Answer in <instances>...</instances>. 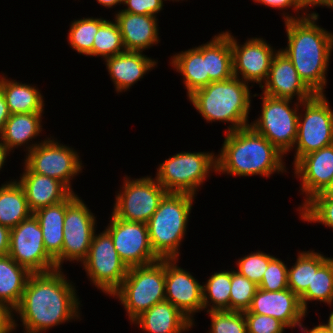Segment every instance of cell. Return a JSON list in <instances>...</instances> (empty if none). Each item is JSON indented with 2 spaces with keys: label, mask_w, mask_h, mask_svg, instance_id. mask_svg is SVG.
<instances>
[{
  "label": "cell",
  "mask_w": 333,
  "mask_h": 333,
  "mask_svg": "<svg viewBox=\"0 0 333 333\" xmlns=\"http://www.w3.org/2000/svg\"><path fill=\"white\" fill-rule=\"evenodd\" d=\"M170 66L183 77L187 97L209 84L206 74V43L171 56Z\"/></svg>",
  "instance_id": "cell-27"
},
{
  "label": "cell",
  "mask_w": 333,
  "mask_h": 333,
  "mask_svg": "<svg viewBox=\"0 0 333 333\" xmlns=\"http://www.w3.org/2000/svg\"><path fill=\"white\" fill-rule=\"evenodd\" d=\"M177 263L178 259H165V300L194 323V315L204 310L202 285Z\"/></svg>",
  "instance_id": "cell-17"
},
{
  "label": "cell",
  "mask_w": 333,
  "mask_h": 333,
  "mask_svg": "<svg viewBox=\"0 0 333 333\" xmlns=\"http://www.w3.org/2000/svg\"><path fill=\"white\" fill-rule=\"evenodd\" d=\"M165 1H167V0H165ZM169 1H173V2H174V1H176V2L178 1V2H179L180 0H169ZM182 1H183V0H182Z\"/></svg>",
  "instance_id": "cell-55"
},
{
  "label": "cell",
  "mask_w": 333,
  "mask_h": 333,
  "mask_svg": "<svg viewBox=\"0 0 333 333\" xmlns=\"http://www.w3.org/2000/svg\"><path fill=\"white\" fill-rule=\"evenodd\" d=\"M230 288L231 271L214 272L202 285L204 311L230 310Z\"/></svg>",
  "instance_id": "cell-33"
},
{
  "label": "cell",
  "mask_w": 333,
  "mask_h": 333,
  "mask_svg": "<svg viewBox=\"0 0 333 333\" xmlns=\"http://www.w3.org/2000/svg\"><path fill=\"white\" fill-rule=\"evenodd\" d=\"M313 197L333 198V179L331 180L330 184L325 188V190L322 193L316 194Z\"/></svg>",
  "instance_id": "cell-52"
},
{
  "label": "cell",
  "mask_w": 333,
  "mask_h": 333,
  "mask_svg": "<svg viewBox=\"0 0 333 333\" xmlns=\"http://www.w3.org/2000/svg\"><path fill=\"white\" fill-rule=\"evenodd\" d=\"M9 154L10 152L6 149V147L3 145L2 141L0 140V170L2 169V167H4L7 161L6 158L10 156Z\"/></svg>",
  "instance_id": "cell-50"
},
{
  "label": "cell",
  "mask_w": 333,
  "mask_h": 333,
  "mask_svg": "<svg viewBox=\"0 0 333 333\" xmlns=\"http://www.w3.org/2000/svg\"><path fill=\"white\" fill-rule=\"evenodd\" d=\"M244 313L268 315L292 329L300 327L307 315L302 309L299 297L289 288L280 291H264L258 288L249 309Z\"/></svg>",
  "instance_id": "cell-20"
},
{
  "label": "cell",
  "mask_w": 333,
  "mask_h": 333,
  "mask_svg": "<svg viewBox=\"0 0 333 333\" xmlns=\"http://www.w3.org/2000/svg\"><path fill=\"white\" fill-rule=\"evenodd\" d=\"M304 222L319 223L333 229V198L312 197L299 210Z\"/></svg>",
  "instance_id": "cell-38"
},
{
  "label": "cell",
  "mask_w": 333,
  "mask_h": 333,
  "mask_svg": "<svg viewBox=\"0 0 333 333\" xmlns=\"http://www.w3.org/2000/svg\"><path fill=\"white\" fill-rule=\"evenodd\" d=\"M132 324L138 325L146 333H183L195 326V323L167 300L153 305Z\"/></svg>",
  "instance_id": "cell-24"
},
{
  "label": "cell",
  "mask_w": 333,
  "mask_h": 333,
  "mask_svg": "<svg viewBox=\"0 0 333 333\" xmlns=\"http://www.w3.org/2000/svg\"><path fill=\"white\" fill-rule=\"evenodd\" d=\"M216 154L217 174L271 177L286 171L284 155L251 126L225 132Z\"/></svg>",
  "instance_id": "cell-3"
},
{
  "label": "cell",
  "mask_w": 333,
  "mask_h": 333,
  "mask_svg": "<svg viewBox=\"0 0 333 333\" xmlns=\"http://www.w3.org/2000/svg\"><path fill=\"white\" fill-rule=\"evenodd\" d=\"M4 75L0 76V90L11 114L44 113V96L38 87L10 80Z\"/></svg>",
  "instance_id": "cell-28"
},
{
  "label": "cell",
  "mask_w": 333,
  "mask_h": 333,
  "mask_svg": "<svg viewBox=\"0 0 333 333\" xmlns=\"http://www.w3.org/2000/svg\"><path fill=\"white\" fill-rule=\"evenodd\" d=\"M326 94H315L301 102L293 165L303 156L333 144V110ZM304 114H302V112Z\"/></svg>",
  "instance_id": "cell-9"
},
{
  "label": "cell",
  "mask_w": 333,
  "mask_h": 333,
  "mask_svg": "<svg viewBox=\"0 0 333 333\" xmlns=\"http://www.w3.org/2000/svg\"><path fill=\"white\" fill-rule=\"evenodd\" d=\"M294 177L299 178L304 201L322 193L333 179V144L301 157L294 165Z\"/></svg>",
  "instance_id": "cell-18"
},
{
  "label": "cell",
  "mask_w": 333,
  "mask_h": 333,
  "mask_svg": "<svg viewBox=\"0 0 333 333\" xmlns=\"http://www.w3.org/2000/svg\"><path fill=\"white\" fill-rule=\"evenodd\" d=\"M331 0H299L300 6L303 10V12L306 15H318V13H316L315 11H310L309 13V9H311L310 7H313V9L317 6V7H327L329 5ZM308 12V13H307Z\"/></svg>",
  "instance_id": "cell-47"
},
{
  "label": "cell",
  "mask_w": 333,
  "mask_h": 333,
  "mask_svg": "<svg viewBox=\"0 0 333 333\" xmlns=\"http://www.w3.org/2000/svg\"><path fill=\"white\" fill-rule=\"evenodd\" d=\"M54 139L52 136L45 138L44 142L26 153L23 163L33 173L59 180L74 192L71 181L84 168L80 153Z\"/></svg>",
  "instance_id": "cell-12"
},
{
  "label": "cell",
  "mask_w": 333,
  "mask_h": 333,
  "mask_svg": "<svg viewBox=\"0 0 333 333\" xmlns=\"http://www.w3.org/2000/svg\"><path fill=\"white\" fill-rule=\"evenodd\" d=\"M81 197H77L67 208L63 227L61 254L54 260L56 269H63L64 262H83L89 252L96 232V217Z\"/></svg>",
  "instance_id": "cell-13"
},
{
  "label": "cell",
  "mask_w": 333,
  "mask_h": 333,
  "mask_svg": "<svg viewBox=\"0 0 333 333\" xmlns=\"http://www.w3.org/2000/svg\"><path fill=\"white\" fill-rule=\"evenodd\" d=\"M302 309L308 314V302L320 301L333 305V258L330 257L318 270H313L311 285L299 297ZM308 304V305H307Z\"/></svg>",
  "instance_id": "cell-34"
},
{
  "label": "cell",
  "mask_w": 333,
  "mask_h": 333,
  "mask_svg": "<svg viewBox=\"0 0 333 333\" xmlns=\"http://www.w3.org/2000/svg\"><path fill=\"white\" fill-rule=\"evenodd\" d=\"M195 197L167 192L146 223L152 249L160 259H180V246L187 234Z\"/></svg>",
  "instance_id": "cell-5"
},
{
  "label": "cell",
  "mask_w": 333,
  "mask_h": 333,
  "mask_svg": "<svg viewBox=\"0 0 333 333\" xmlns=\"http://www.w3.org/2000/svg\"><path fill=\"white\" fill-rule=\"evenodd\" d=\"M260 96L261 114L250 126L286 156L295 145L301 102L273 98L263 93Z\"/></svg>",
  "instance_id": "cell-8"
},
{
  "label": "cell",
  "mask_w": 333,
  "mask_h": 333,
  "mask_svg": "<svg viewBox=\"0 0 333 333\" xmlns=\"http://www.w3.org/2000/svg\"><path fill=\"white\" fill-rule=\"evenodd\" d=\"M104 62L118 94L129 90L158 65V60L148 57L143 52L134 51L114 55L106 58Z\"/></svg>",
  "instance_id": "cell-23"
},
{
  "label": "cell",
  "mask_w": 333,
  "mask_h": 333,
  "mask_svg": "<svg viewBox=\"0 0 333 333\" xmlns=\"http://www.w3.org/2000/svg\"><path fill=\"white\" fill-rule=\"evenodd\" d=\"M327 8L333 9V0L330 1L329 5L327 6Z\"/></svg>",
  "instance_id": "cell-54"
},
{
  "label": "cell",
  "mask_w": 333,
  "mask_h": 333,
  "mask_svg": "<svg viewBox=\"0 0 333 333\" xmlns=\"http://www.w3.org/2000/svg\"><path fill=\"white\" fill-rule=\"evenodd\" d=\"M111 296L120 301L132 323L153 305L165 300V259L129 268L122 285Z\"/></svg>",
  "instance_id": "cell-6"
},
{
  "label": "cell",
  "mask_w": 333,
  "mask_h": 333,
  "mask_svg": "<svg viewBox=\"0 0 333 333\" xmlns=\"http://www.w3.org/2000/svg\"><path fill=\"white\" fill-rule=\"evenodd\" d=\"M206 74L209 75V84L234 76L229 30L221 31L206 42Z\"/></svg>",
  "instance_id": "cell-29"
},
{
  "label": "cell",
  "mask_w": 333,
  "mask_h": 333,
  "mask_svg": "<svg viewBox=\"0 0 333 333\" xmlns=\"http://www.w3.org/2000/svg\"><path fill=\"white\" fill-rule=\"evenodd\" d=\"M299 328H300L301 332H304V333H330L325 328V326H323L321 323L314 326L312 329L310 328V330H308V328L304 327L303 323Z\"/></svg>",
  "instance_id": "cell-49"
},
{
  "label": "cell",
  "mask_w": 333,
  "mask_h": 333,
  "mask_svg": "<svg viewBox=\"0 0 333 333\" xmlns=\"http://www.w3.org/2000/svg\"><path fill=\"white\" fill-rule=\"evenodd\" d=\"M253 1H255L254 3H260L261 5H265L270 8H276V9L282 10V11H283V9L287 10V8L289 9L292 7L291 9L294 10V13L296 12L295 13L296 15L294 16L291 13L284 11L281 14L284 21L297 20V19H301V18H304L307 16L303 12V10L300 6L299 0H253ZM299 11H302V12H299ZM289 14H291V15H289Z\"/></svg>",
  "instance_id": "cell-44"
},
{
  "label": "cell",
  "mask_w": 333,
  "mask_h": 333,
  "mask_svg": "<svg viewBox=\"0 0 333 333\" xmlns=\"http://www.w3.org/2000/svg\"><path fill=\"white\" fill-rule=\"evenodd\" d=\"M62 270L31 273L29 276L20 303L14 309L24 333H43L81 318L82 305L76 286Z\"/></svg>",
  "instance_id": "cell-1"
},
{
  "label": "cell",
  "mask_w": 333,
  "mask_h": 333,
  "mask_svg": "<svg viewBox=\"0 0 333 333\" xmlns=\"http://www.w3.org/2000/svg\"><path fill=\"white\" fill-rule=\"evenodd\" d=\"M258 288L264 291H280L288 288V266L274 257L268 264Z\"/></svg>",
  "instance_id": "cell-41"
},
{
  "label": "cell",
  "mask_w": 333,
  "mask_h": 333,
  "mask_svg": "<svg viewBox=\"0 0 333 333\" xmlns=\"http://www.w3.org/2000/svg\"><path fill=\"white\" fill-rule=\"evenodd\" d=\"M327 323H321L325 328L330 332L333 333V311L330 312Z\"/></svg>",
  "instance_id": "cell-53"
},
{
  "label": "cell",
  "mask_w": 333,
  "mask_h": 333,
  "mask_svg": "<svg viewBox=\"0 0 333 333\" xmlns=\"http://www.w3.org/2000/svg\"><path fill=\"white\" fill-rule=\"evenodd\" d=\"M107 21L104 18L87 17L71 21L68 44L78 54L92 56L94 38L98 29Z\"/></svg>",
  "instance_id": "cell-35"
},
{
  "label": "cell",
  "mask_w": 333,
  "mask_h": 333,
  "mask_svg": "<svg viewBox=\"0 0 333 333\" xmlns=\"http://www.w3.org/2000/svg\"><path fill=\"white\" fill-rule=\"evenodd\" d=\"M319 15L284 21L287 46L279 50L292 62L300 79L314 94H325L333 33L317 25Z\"/></svg>",
  "instance_id": "cell-2"
},
{
  "label": "cell",
  "mask_w": 333,
  "mask_h": 333,
  "mask_svg": "<svg viewBox=\"0 0 333 333\" xmlns=\"http://www.w3.org/2000/svg\"><path fill=\"white\" fill-rule=\"evenodd\" d=\"M99 5L104 6L105 8H113L116 5L123 3V0H96Z\"/></svg>",
  "instance_id": "cell-51"
},
{
  "label": "cell",
  "mask_w": 333,
  "mask_h": 333,
  "mask_svg": "<svg viewBox=\"0 0 333 333\" xmlns=\"http://www.w3.org/2000/svg\"><path fill=\"white\" fill-rule=\"evenodd\" d=\"M11 113L6 103V99L2 91L0 90V135L3 131L4 125Z\"/></svg>",
  "instance_id": "cell-48"
},
{
  "label": "cell",
  "mask_w": 333,
  "mask_h": 333,
  "mask_svg": "<svg viewBox=\"0 0 333 333\" xmlns=\"http://www.w3.org/2000/svg\"><path fill=\"white\" fill-rule=\"evenodd\" d=\"M249 88L248 83L233 76L228 80L211 82L188 99L207 123H228L230 125L225 132H230L250 126L251 98L259 94L252 95Z\"/></svg>",
  "instance_id": "cell-4"
},
{
  "label": "cell",
  "mask_w": 333,
  "mask_h": 333,
  "mask_svg": "<svg viewBox=\"0 0 333 333\" xmlns=\"http://www.w3.org/2000/svg\"><path fill=\"white\" fill-rule=\"evenodd\" d=\"M264 95L291 99L298 102L311 99L315 94L300 79L289 58L279 49L274 55L268 77L260 87Z\"/></svg>",
  "instance_id": "cell-19"
},
{
  "label": "cell",
  "mask_w": 333,
  "mask_h": 333,
  "mask_svg": "<svg viewBox=\"0 0 333 333\" xmlns=\"http://www.w3.org/2000/svg\"><path fill=\"white\" fill-rule=\"evenodd\" d=\"M15 311L7 303L0 302V333H12L19 326L15 320Z\"/></svg>",
  "instance_id": "cell-45"
},
{
  "label": "cell",
  "mask_w": 333,
  "mask_h": 333,
  "mask_svg": "<svg viewBox=\"0 0 333 333\" xmlns=\"http://www.w3.org/2000/svg\"><path fill=\"white\" fill-rule=\"evenodd\" d=\"M237 40L230 32L234 76L249 85L256 83L261 87L268 77L271 61L278 50L273 49L262 37L248 38L244 44H239Z\"/></svg>",
  "instance_id": "cell-16"
},
{
  "label": "cell",
  "mask_w": 333,
  "mask_h": 333,
  "mask_svg": "<svg viewBox=\"0 0 333 333\" xmlns=\"http://www.w3.org/2000/svg\"><path fill=\"white\" fill-rule=\"evenodd\" d=\"M112 213L129 222L147 223L167 191L152 176L131 178L125 175L117 191Z\"/></svg>",
  "instance_id": "cell-10"
},
{
  "label": "cell",
  "mask_w": 333,
  "mask_h": 333,
  "mask_svg": "<svg viewBox=\"0 0 333 333\" xmlns=\"http://www.w3.org/2000/svg\"><path fill=\"white\" fill-rule=\"evenodd\" d=\"M109 218L105 230L128 268L148 265L160 259L152 249L146 223L124 221L113 213Z\"/></svg>",
  "instance_id": "cell-15"
},
{
  "label": "cell",
  "mask_w": 333,
  "mask_h": 333,
  "mask_svg": "<svg viewBox=\"0 0 333 333\" xmlns=\"http://www.w3.org/2000/svg\"><path fill=\"white\" fill-rule=\"evenodd\" d=\"M211 326L207 333H247L244 312L209 311Z\"/></svg>",
  "instance_id": "cell-39"
},
{
  "label": "cell",
  "mask_w": 333,
  "mask_h": 333,
  "mask_svg": "<svg viewBox=\"0 0 333 333\" xmlns=\"http://www.w3.org/2000/svg\"><path fill=\"white\" fill-rule=\"evenodd\" d=\"M17 180L23 188L29 209L37 210L66 200L73 192L61 181L33 173L25 164Z\"/></svg>",
  "instance_id": "cell-22"
},
{
  "label": "cell",
  "mask_w": 333,
  "mask_h": 333,
  "mask_svg": "<svg viewBox=\"0 0 333 333\" xmlns=\"http://www.w3.org/2000/svg\"><path fill=\"white\" fill-rule=\"evenodd\" d=\"M122 35L117 22L107 20L95 35L92 57L106 58L125 52Z\"/></svg>",
  "instance_id": "cell-36"
},
{
  "label": "cell",
  "mask_w": 333,
  "mask_h": 333,
  "mask_svg": "<svg viewBox=\"0 0 333 333\" xmlns=\"http://www.w3.org/2000/svg\"><path fill=\"white\" fill-rule=\"evenodd\" d=\"M77 197L78 195L73 192L66 200L41 208L33 213L41 227L46 252L53 260L62 252L66 208Z\"/></svg>",
  "instance_id": "cell-26"
},
{
  "label": "cell",
  "mask_w": 333,
  "mask_h": 333,
  "mask_svg": "<svg viewBox=\"0 0 333 333\" xmlns=\"http://www.w3.org/2000/svg\"><path fill=\"white\" fill-rule=\"evenodd\" d=\"M247 333H283L288 328L280 320L255 313H244Z\"/></svg>",
  "instance_id": "cell-42"
},
{
  "label": "cell",
  "mask_w": 333,
  "mask_h": 333,
  "mask_svg": "<svg viewBox=\"0 0 333 333\" xmlns=\"http://www.w3.org/2000/svg\"><path fill=\"white\" fill-rule=\"evenodd\" d=\"M10 228L0 225V256L8 255L10 248Z\"/></svg>",
  "instance_id": "cell-46"
},
{
  "label": "cell",
  "mask_w": 333,
  "mask_h": 333,
  "mask_svg": "<svg viewBox=\"0 0 333 333\" xmlns=\"http://www.w3.org/2000/svg\"><path fill=\"white\" fill-rule=\"evenodd\" d=\"M164 1L165 0H123L122 5L125 6V8L121 9V11L157 16L163 9Z\"/></svg>",
  "instance_id": "cell-43"
},
{
  "label": "cell",
  "mask_w": 333,
  "mask_h": 333,
  "mask_svg": "<svg viewBox=\"0 0 333 333\" xmlns=\"http://www.w3.org/2000/svg\"><path fill=\"white\" fill-rule=\"evenodd\" d=\"M156 169L155 179L167 192L197 196L198 188L211 173L217 172L216 154L182 151L165 159Z\"/></svg>",
  "instance_id": "cell-7"
},
{
  "label": "cell",
  "mask_w": 333,
  "mask_h": 333,
  "mask_svg": "<svg viewBox=\"0 0 333 333\" xmlns=\"http://www.w3.org/2000/svg\"><path fill=\"white\" fill-rule=\"evenodd\" d=\"M80 264L90 282L109 296L122 285L129 270L106 230L98 234L94 232L88 255Z\"/></svg>",
  "instance_id": "cell-11"
},
{
  "label": "cell",
  "mask_w": 333,
  "mask_h": 333,
  "mask_svg": "<svg viewBox=\"0 0 333 333\" xmlns=\"http://www.w3.org/2000/svg\"><path fill=\"white\" fill-rule=\"evenodd\" d=\"M257 289L258 285L231 268L230 311H247Z\"/></svg>",
  "instance_id": "cell-37"
},
{
  "label": "cell",
  "mask_w": 333,
  "mask_h": 333,
  "mask_svg": "<svg viewBox=\"0 0 333 333\" xmlns=\"http://www.w3.org/2000/svg\"><path fill=\"white\" fill-rule=\"evenodd\" d=\"M43 114L44 113H22L10 115L0 135V140L10 153L14 152L15 148L21 146L26 147L24 151L28 153L38 144L45 141H34V143L32 141L37 136H40V133L43 131ZM30 141H32V143Z\"/></svg>",
  "instance_id": "cell-25"
},
{
  "label": "cell",
  "mask_w": 333,
  "mask_h": 333,
  "mask_svg": "<svg viewBox=\"0 0 333 333\" xmlns=\"http://www.w3.org/2000/svg\"><path fill=\"white\" fill-rule=\"evenodd\" d=\"M329 258L314 250L299 251L295 264L288 267V288L300 297L311 285L313 270H318Z\"/></svg>",
  "instance_id": "cell-32"
},
{
  "label": "cell",
  "mask_w": 333,
  "mask_h": 333,
  "mask_svg": "<svg viewBox=\"0 0 333 333\" xmlns=\"http://www.w3.org/2000/svg\"><path fill=\"white\" fill-rule=\"evenodd\" d=\"M31 273L9 255L0 256V302L15 309L22 298Z\"/></svg>",
  "instance_id": "cell-31"
},
{
  "label": "cell",
  "mask_w": 333,
  "mask_h": 333,
  "mask_svg": "<svg viewBox=\"0 0 333 333\" xmlns=\"http://www.w3.org/2000/svg\"><path fill=\"white\" fill-rule=\"evenodd\" d=\"M8 255L30 273L56 269L55 261L46 252L41 227L33 214L11 228Z\"/></svg>",
  "instance_id": "cell-14"
},
{
  "label": "cell",
  "mask_w": 333,
  "mask_h": 333,
  "mask_svg": "<svg viewBox=\"0 0 333 333\" xmlns=\"http://www.w3.org/2000/svg\"><path fill=\"white\" fill-rule=\"evenodd\" d=\"M274 257V255L267 254L263 251L248 253V255H244L238 259L236 262L237 269L235 271L240 275L245 276L256 285H259L269 262Z\"/></svg>",
  "instance_id": "cell-40"
},
{
  "label": "cell",
  "mask_w": 333,
  "mask_h": 333,
  "mask_svg": "<svg viewBox=\"0 0 333 333\" xmlns=\"http://www.w3.org/2000/svg\"><path fill=\"white\" fill-rule=\"evenodd\" d=\"M33 213L29 209L23 188L17 179L6 181L0 186V225L16 227Z\"/></svg>",
  "instance_id": "cell-30"
},
{
  "label": "cell",
  "mask_w": 333,
  "mask_h": 333,
  "mask_svg": "<svg viewBox=\"0 0 333 333\" xmlns=\"http://www.w3.org/2000/svg\"><path fill=\"white\" fill-rule=\"evenodd\" d=\"M156 17L116 11L114 20L119 26L126 51L143 52L160 43Z\"/></svg>",
  "instance_id": "cell-21"
}]
</instances>
